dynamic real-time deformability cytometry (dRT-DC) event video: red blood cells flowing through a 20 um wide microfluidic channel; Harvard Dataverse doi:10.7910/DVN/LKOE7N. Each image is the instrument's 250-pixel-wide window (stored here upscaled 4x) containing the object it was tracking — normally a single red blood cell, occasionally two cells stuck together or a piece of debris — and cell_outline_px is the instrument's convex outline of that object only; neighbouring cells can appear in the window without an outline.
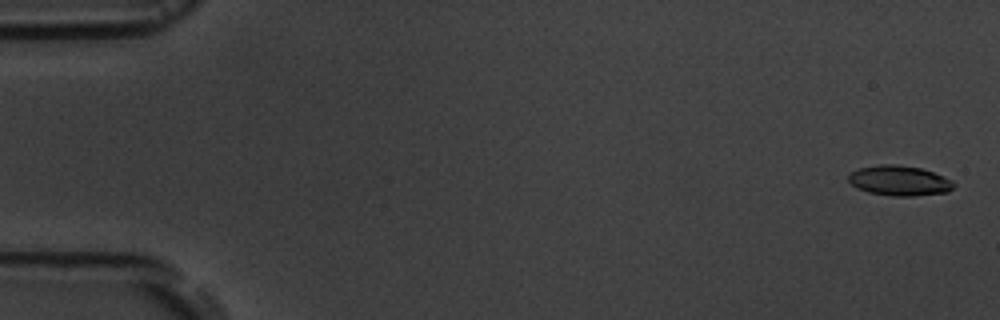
{"species": "common noctule bat (a hibernating species)", "species_latin": "Nyctalus noctula", "temperature_condition": "room temperature", "stored_images_in_passage": 4, "camera_frame_rate_fps": 3000, "um_per_image_px": 0.085, "animal": {"sex": "male", "body_mass_g": 19.5, "forearm_length_mm": 54.6}, "frame": {"image": 1, "passage_image": 1, "time_ms": 0.0, "image_size_px": [1000, 320], "cell_outline_px": [[956, 184], [948, 192], [912, 196], [892, 196], [868, 192], [856, 188], [848, 180], [848, 176], [852, 172], [860, 168], [880, 164], [896, 164], [920, 168], [932, 172], [952, 180]], "centroid_in_image_um": [76.44, 15.36], "position_along_channel_um": 8.6, "area_um2": 18.38}}